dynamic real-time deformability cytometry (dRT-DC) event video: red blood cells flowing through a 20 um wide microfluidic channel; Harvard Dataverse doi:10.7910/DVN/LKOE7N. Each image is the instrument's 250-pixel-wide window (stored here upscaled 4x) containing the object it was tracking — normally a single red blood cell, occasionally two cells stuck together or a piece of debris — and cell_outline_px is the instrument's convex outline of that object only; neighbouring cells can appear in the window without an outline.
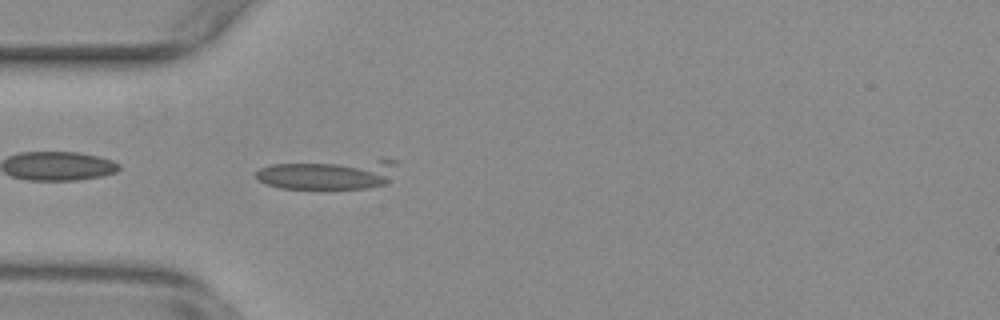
{"species": "common noctule bat (a hibernating species)", "species_latin": "Nyctalus noctula", "temperature_condition": "warm", "stored_images_in_passage": 41, "camera_frame_rate_fps": 3000, "um_per_image_px": 0.085, "animal": {"sex": "female", "body_mass_g": 29.2, "forearm_length_mm": 56.3}, "frame": {"image": 1, "passage_image": 3, "time_ms": 0.667, "image_size_px": [1000, 320], "cell_outline_px": [[396, 164], [388, 180], [384, 184], [368, 188], [280, 188], [264, 184], [256, 180], [256, 172], [260, 168], [272, 164], [380, 160], [396, 160]], "centroid_in_image_um": [27.82, 14.83], "position_along_channel_um": 57.2, "area_um2": 24.04}}
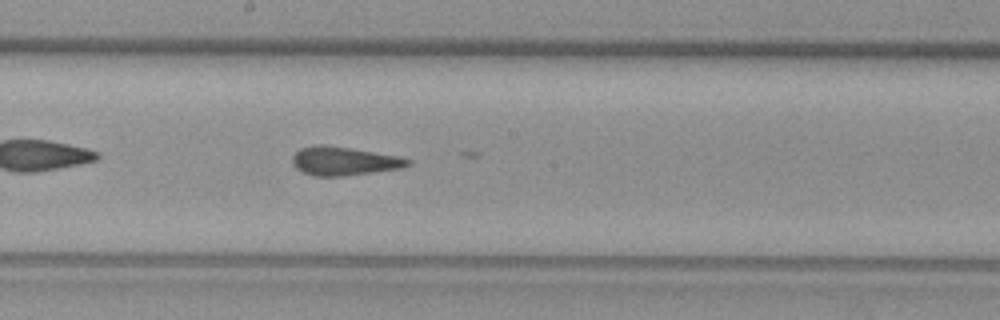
{"frame": {"image": 2, "passage_image": 16, "time_ms": 5.0, "image_size_px": [1000, 320], "cell_outline_px": [[412, 164], [400, 168], [344, 176], [312, 176], [296, 168], [292, 164], [292, 156], [300, 148], [316, 144], [324, 144], [396, 156], [412, 160]], "centroid_in_image_um": [29.19, 13.69], "position_along_channel_um": 219.0, "area_um2": 19.07}}
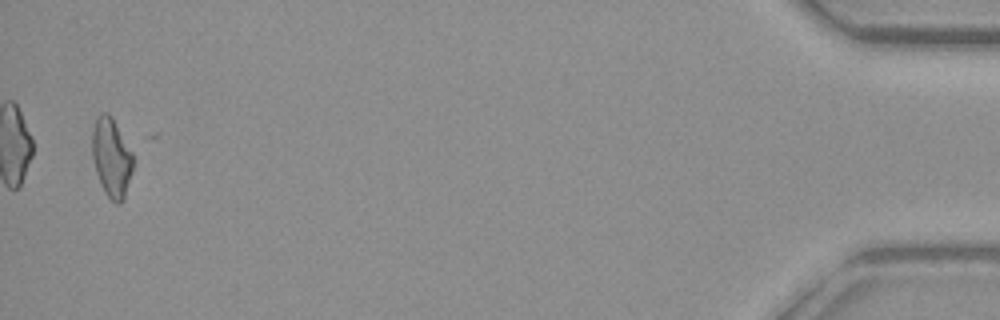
{"frame": {"image": 3, "passage_image": 40, "time_ms": 13.0, "image_size_px": [1000, 320], "cell_outline_px": [[132, 172], [124, 200], [120, 204], [116, 204], [104, 192], [100, 184], [96, 172], [92, 156], [92, 128], [96, 116], [100, 112], [108, 112], [112, 116], [132, 152]], "centroid_in_image_um": [9.46, 13.37], "position_along_channel_um": 425.7, "area_um2": 19.02}}